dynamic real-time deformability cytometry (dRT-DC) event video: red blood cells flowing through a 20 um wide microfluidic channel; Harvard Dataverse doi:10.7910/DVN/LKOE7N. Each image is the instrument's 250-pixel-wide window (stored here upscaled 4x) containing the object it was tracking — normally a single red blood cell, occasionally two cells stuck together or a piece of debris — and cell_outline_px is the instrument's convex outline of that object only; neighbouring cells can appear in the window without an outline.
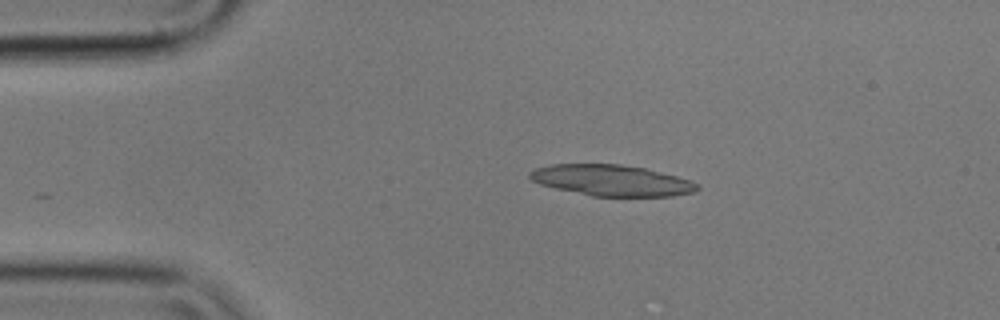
{"species": "common noctule bat (a hibernating species)", "species_latin": "Nyctalus noctula", "temperature_condition": "cold", "stored_images_in_passage": 45, "camera_frame_rate_fps": 3000, "um_per_image_px": 0.085, "animal": {"sex": "male", "body_mass_g": 17.9}, "frame": {"image": 1, "passage_image": 1, "time_ms": 0.0, "image_size_px": [1000, 320], "cell_outline_px": [[700, 188], [696, 192], [672, 196], [592, 196], [556, 188], [540, 184], [532, 180], [528, 176], [528, 172], [536, 168], [552, 164], [620, 164], [648, 168], [692, 180], [700, 184]], "centroid_in_image_um": [52.05, 15.33], "position_along_channel_um": 33.0, "area_um2": 30.52}}